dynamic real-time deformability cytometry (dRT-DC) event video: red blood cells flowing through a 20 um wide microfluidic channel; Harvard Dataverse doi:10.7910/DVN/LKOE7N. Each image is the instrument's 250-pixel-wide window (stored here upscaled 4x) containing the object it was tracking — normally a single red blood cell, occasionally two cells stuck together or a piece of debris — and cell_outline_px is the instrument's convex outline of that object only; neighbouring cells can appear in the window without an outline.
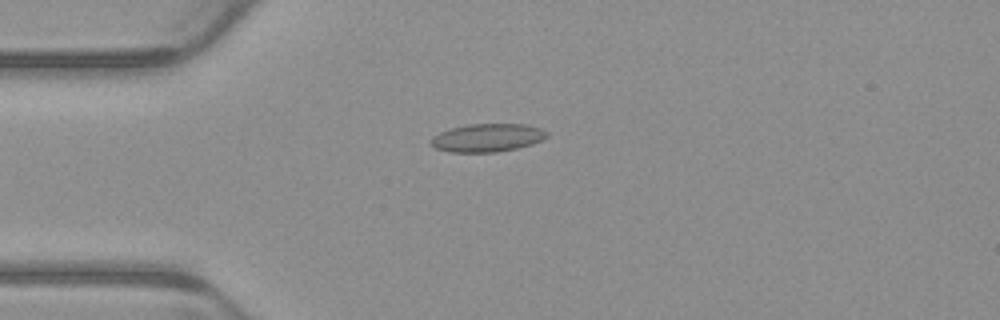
{"species": "common noctule bat (a hibernating species)", "species_latin": "Nyctalus noctula", "temperature_condition": "warm", "stored_images_in_passage": 6, "camera_frame_rate_fps": 3000, "um_per_image_px": 0.085, "animal": {"sex": "male", "body_mass_g": 23.1, "forearm_length_mm": 52.7}, "frame": {"image": 1, "passage_image": 4, "time_ms": 1.0, "image_size_px": [1000, 320], "cell_outline_px": [[548, 136], [532, 144], [516, 148], [496, 152], [448, 152], [436, 148], [432, 144], [432, 136], [440, 132], [452, 128], [472, 124], [528, 124], [540, 128], [548, 132]], "centroid_in_image_um": [41.45, 11.7], "position_along_channel_um": 43.6, "area_um2": 18.84}}
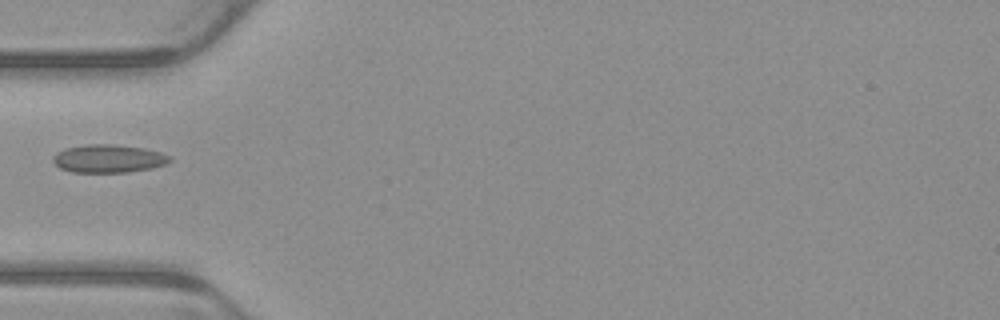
{"frame": {"image": 2, "passage_image": 5, "time_ms": 1.333, "image_size_px": [1000, 320], "cell_outline_px": [[172, 160], [164, 164], [152, 168], [128, 172], [72, 172], [60, 168], [52, 160], [52, 156], [56, 152], [64, 148], [84, 144], [112, 144], [144, 148], [160, 152], [172, 156]], "centroid_in_image_um": [9.2, 13.47], "position_along_channel_um": 75.8, "area_um2": 19.25}}
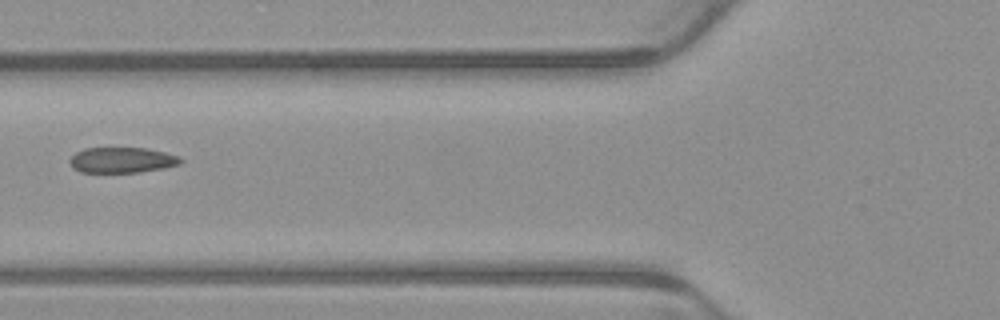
{"frame": {"image": 3, "passage_image": 6, "time_ms": 1.667, "image_size_px": [1000, 320], "cell_outline_px": [[184, 160], [180, 164], [164, 168], [140, 172], [80, 172], [72, 168], [68, 160], [76, 152], [84, 148], [144, 148], [164, 152], [180, 156]], "centroid_in_image_um": [10.37, 13.61], "position_along_channel_um": 115.4, "area_um2": 16.59}}